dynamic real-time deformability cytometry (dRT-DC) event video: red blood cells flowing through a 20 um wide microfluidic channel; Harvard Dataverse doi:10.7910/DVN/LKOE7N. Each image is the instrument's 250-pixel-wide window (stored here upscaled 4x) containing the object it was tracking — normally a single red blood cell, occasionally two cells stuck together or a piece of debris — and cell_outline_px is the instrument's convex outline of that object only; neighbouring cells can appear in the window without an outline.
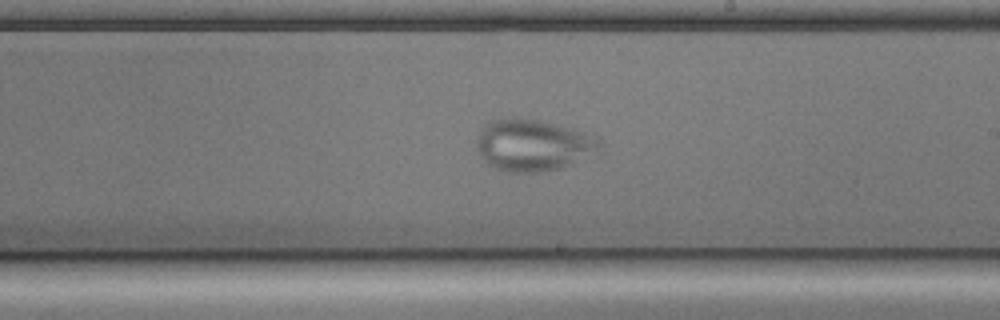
{"species": "common noctule bat (a hibernating species)", "species_latin": "Nyctalus noctula", "temperature_condition": "cold", "stored_images_in_passage": 39, "camera_frame_rate_fps": 3000, "um_per_image_px": 0.085, "animal": {"sex": "male", "body_mass_g": 17.9, "forearm_length_mm": 54.2}, "frame": {"image": 1, "passage_image": 31, "time_ms": 10.0, "image_size_px": [1000, 320], "cell_outline_px": [[600, 144], [596, 148], [560, 168], [544, 172], [508, 172], [496, 168], [488, 164], [480, 156], [476, 148], [476, 140], [480, 128], [488, 120], [508, 116], [512, 116], [540, 120], [600, 136]], "centroid_in_image_um": [45.17, 12.29], "position_along_channel_um": 243.8, "area_um2": 36.88}}